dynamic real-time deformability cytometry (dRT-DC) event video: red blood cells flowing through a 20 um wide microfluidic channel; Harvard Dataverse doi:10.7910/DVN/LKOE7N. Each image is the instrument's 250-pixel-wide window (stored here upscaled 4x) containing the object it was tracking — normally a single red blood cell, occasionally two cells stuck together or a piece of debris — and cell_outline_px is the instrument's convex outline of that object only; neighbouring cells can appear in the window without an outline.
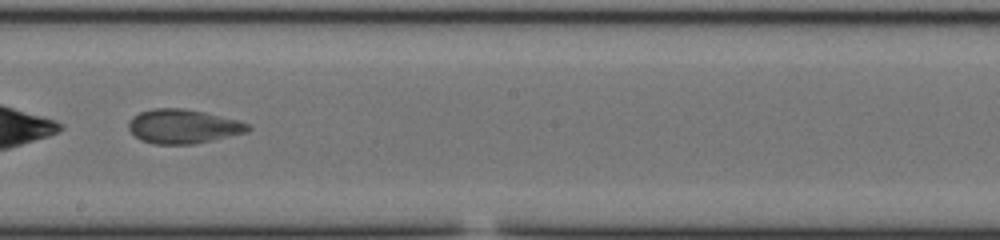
{"species": "common noctule bat (a hibernating species)", "species_latin": "Nyctalus noctula", "temperature_condition": "cold", "stored_images_in_passage": 52, "camera_frame_rate_fps": 3000, "um_per_image_px": 0.085, "animal": {"sex": "male", "body_mass_g": 20.0, "forearm_length_mm": 53.3}, "frame": {"image": 1, "passage_image": 28, "time_ms": 9.0, "image_size_px": [1000, 240], "cell_outline_px": [[252, 128], [248, 132], [196, 144], [152, 144], [140, 140], [128, 128], [128, 124], [132, 116], [140, 112], [152, 108], [184, 108], [204, 112], [236, 120], [248, 124]], "centroid_in_image_um": [15.55, 10.75], "position_along_channel_um": 232.6, "area_um2": 23.81}}